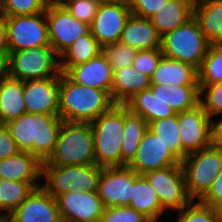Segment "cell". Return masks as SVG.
<instances>
[{"label": "cell", "instance_id": "cell-1", "mask_svg": "<svg viewBox=\"0 0 222 222\" xmlns=\"http://www.w3.org/2000/svg\"><path fill=\"white\" fill-rule=\"evenodd\" d=\"M62 121L59 115L25 113L6 125L20 151L45 162L54 152Z\"/></svg>", "mask_w": 222, "mask_h": 222}, {"label": "cell", "instance_id": "cell-2", "mask_svg": "<svg viewBox=\"0 0 222 222\" xmlns=\"http://www.w3.org/2000/svg\"><path fill=\"white\" fill-rule=\"evenodd\" d=\"M115 105L104 90L82 86L65 73L59 76V117L70 122L91 123Z\"/></svg>", "mask_w": 222, "mask_h": 222}, {"label": "cell", "instance_id": "cell-3", "mask_svg": "<svg viewBox=\"0 0 222 222\" xmlns=\"http://www.w3.org/2000/svg\"><path fill=\"white\" fill-rule=\"evenodd\" d=\"M48 165H92L95 162L93 131L90 123L63 120Z\"/></svg>", "mask_w": 222, "mask_h": 222}, {"label": "cell", "instance_id": "cell-4", "mask_svg": "<svg viewBox=\"0 0 222 222\" xmlns=\"http://www.w3.org/2000/svg\"><path fill=\"white\" fill-rule=\"evenodd\" d=\"M90 124L93 131L96 165L101 168L121 166L124 105L115 104Z\"/></svg>", "mask_w": 222, "mask_h": 222}, {"label": "cell", "instance_id": "cell-5", "mask_svg": "<svg viewBox=\"0 0 222 222\" xmlns=\"http://www.w3.org/2000/svg\"><path fill=\"white\" fill-rule=\"evenodd\" d=\"M210 45L194 17L161 39L164 57L190 64L197 70L207 55Z\"/></svg>", "mask_w": 222, "mask_h": 222}, {"label": "cell", "instance_id": "cell-6", "mask_svg": "<svg viewBox=\"0 0 222 222\" xmlns=\"http://www.w3.org/2000/svg\"><path fill=\"white\" fill-rule=\"evenodd\" d=\"M101 167L92 165L56 166L41 164V177L45 183L40 186L51 196L68 191L98 192Z\"/></svg>", "mask_w": 222, "mask_h": 222}, {"label": "cell", "instance_id": "cell-7", "mask_svg": "<svg viewBox=\"0 0 222 222\" xmlns=\"http://www.w3.org/2000/svg\"><path fill=\"white\" fill-rule=\"evenodd\" d=\"M59 58L51 45L9 52L8 76L22 81L60 76Z\"/></svg>", "mask_w": 222, "mask_h": 222}, {"label": "cell", "instance_id": "cell-8", "mask_svg": "<svg viewBox=\"0 0 222 222\" xmlns=\"http://www.w3.org/2000/svg\"><path fill=\"white\" fill-rule=\"evenodd\" d=\"M181 165L189 197L200 200L222 170V149L210 146L189 153L181 161Z\"/></svg>", "mask_w": 222, "mask_h": 222}, {"label": "cell", "instance_id": "cell-9", "mask_svg": "<svg viewBox=\"0 0 222 222\" xmlns=\"http://www.w3.org/2000/svg\"><path fill=\"white\" fill-rule=\"evenodd\" d=\"M9 52L50 45L45 13L5 17Z\"/></svg>", "mask_w": 222, "mask_h": 222}, {"label": "cell", "instance_id": "cell-10", "mask_svg": "<svg viewBox=\"0 0 222 222\" xmlns=\"http://www.w3.org/2000/svg\"><path fill=\"white\" fill-rule=\"evenodd\" d=\"M44 13L50 45L59 56L77 39L90 32V25L77 20L60 2L49 1Z\"/></svg>", "mask_w": 222, "mask_h": 222}, {"label": "cell", "instance_id": "cell-11", "mask_svg": "<svg viewBox=\"0 0 222 222\" xmlns=\"http://www.w3.org/2000/svg\"><path fill=\"white\" fill-rule=\"evenodd\" d=\"M143 175L157 193L166 211L181 210L192 200L187 193L182 165L168 166Z\"/></svg>", "mask_w": 222, "mask_h": 222}, {"label": "cell", "instance_id": "cell-12", "mask_svg": "<svg viewBox=\"0 0 222 222\" xmlns=\"http://www.w3.org/2000/svg\"><path fill=\"white\" fill-rule=\"evenodd\" d=\"M181 138V161L192 152L212 146L211 119L201 103L177 113Z\"/></svg>", "mask_w": 222, "mask_h": 222}, {"label": "cell", "instance_id": "cell-13", "mask_svg": "<svg viewBox=\"0 0 222 222\" xmlns=\"http://www.w3.org/2000/svg\"><path fill=\"white\" fill-rule=\"evenodd\" d=\"M130 166L101 168L98 194L105 208L129 206L135 178L138 176Z\"/></svg>", "mask_w": 222, "mask_h": 222}, {"label": "cell", "instance_id": "cell-14", "mask_svg": "<svg viewBox=\"0 0 222 222\" xmlns=\"http://www.w3.org/2000/svg\"><path fill=\"white\" fill-rule=\"evenodd\" d=\"M56 201L62 222L99 221L105 209L98 192L68 191Z\"/></svg>", "mask_w": 222, "mask_h": 222}, {"label": "cell", "instance_id": "cell-15", "mask_svg": "<svg viewBox=\"0 0 222 222\" xmlns=\"http://www.w3.org/2000/svg\"><path fill=\"white\" fill-rule=\"evenodd\" d=\"M131 14L129 3H102L92 20L90 32L102 47L117 42Z\"/></svg>", "mask_w": 222, "mask_h": 222}, {"label": "cell", "instance_id": "cell-16", "mask_svg": "<svg viewBox=\"0 0 222 222\" xmlns=\"http://www.w3.org/2000/svg\"><path fill=\"white\" fill-rule=\"evenodd\" d=\"M181 165V161L169 150L161 138L149 129L143 135L133 161L128 165L137 174L168 166Z\"/></svg>", "mask_w": 222, "mask_h": 222}, {"label": "cell", "instance_id": "cell-17", "mask_svg": "<svg viewBox=\"0 0 222 222\" xmlns=\"http://www.w3.org/2000/svg\"><path fill=\"white\" fill-rule=\"evenodd\" d=\"M8 222H62V220L56 198L40 186L8 215Z\"/></svg>", "mask_w": 222, "mask_h": 222}, {"label": "cell", "instance_id": "cell-18", "mask_svg": "<svg viewBox=\"0 0 222 222\" xmlns=\"http://www.w3.org/2000/svg\"><path fill=\"white\" fill-rule=\"evenodd\" d=\"M26 113L59 115V76L24 81Z\"/></svg>", "mask_w": 222, "mask_h": 222}, {"label": "cell", "instance_id": "cell-19", "mask_svg": "<svg viewBox=\"0 0 222 222\" xmlns=\"http://www.w3.org/2000/svg\"><path fill=\"white\" fill-rule=\"evenodd\" d=\"M65 74L79 85L104 90L111 95L113 71L103 52L87 62L72 66Z\"/></svg>", "mask_w": 222, "mask_h": 222}, {"label": "cell", "instance_id": "cell-20", "mask_svg": "<svg viewBox=\"0 0 222 222\" xmlns=\"http://www.w3.org/2000/svg\"><path fill=\"white\" fill-rule=\"evenodd\" d=\"M41 164L34 154L20 151L0 159V180L37 182L41 177Z\"/></svg>", "mask_w": 222, "mask_h": 222}, {"label": "cell", "instance_id": "cell-21", "mask_svg": "<svg viewBox=\"0 0 222 222\" xmlns=\"http://www.w3.org/2000/svg\"><path fill=\"white\" fill-rule=\"evenodd\" d=\"M162 37L150 19L130 15L121 33L120 42L136 50L161 48Z\"/></svg>", "mask_w": 222, "mask_h": 222}, {"label": "cell", "instance_id": "cell-22", "mask_svg": "<svg viewBox=\"0 0 222 222\" xmlns=\"http://www.w3.org/2000/svg\"><path fill=\"white\" fill-rule=\"evenodd\" d=\"M193 17L212 44H222V0H195Z\"/></svg>", "mask_w": 222, "mask_h": 222}, {"label": "cell", "instance_id": "cell-23", "mask_svg": "<svg viewBox=\"0 0 222 222\" xmlns=\"http://www.w3.org/2000/svg\"><path fill=\"white\" fill-rule=\"evenodd\" d=\"M151 78L136 71L132 65L113 72L111 96L115 104L124 105L135 94L148 89Z\"/></svg>", "mask_w": 222, "mask_h": 222}, {"label": "cell", "instance_id": "cell-24", "mask_svg": "<svg viewBox=\"0 0 222 222\" xmlns=\"http://www.w3.org/2000/svg\"><path fill=\"white\" fill-rule=\"evenodd\" d=\"M26 113L24 81L7 76L0 80V123L17 119Z\"/></svg>", "mask_w": 222, "mask_h": 222}, {"label": "cell", "instance_id": "cell-25", "mask_svg": "<svg viewBox=\"0 0 222 222\" xmlns=\"http://www.w3.org/2000/svg\"><path fill=\"white\" fill-rule=\"evenodd\" d=\"M195 0H169L158 12L150 18L158 34H165L175 30L193 17Z\"/></svg>", "mask_w": 222, "mask_h": 222}, {"label": "cell", "instance_id": "cell-26", "mask_svg": "<svg viewBox=\"0 0 222 222\" xmlns=\"http://www.w3.org/2000/svg\"><path fill=\"white\" fill-rule=\"evenodd\" d=\"M151 84L199 85L198 71L190 64L163 56L151 77Z\"/></svg>", "mask_w": 222, "mask_h": 222}, {"label": "cell", "instance_id": "cell-27", "mask_svg": "<svg viewBox=\"0 0 222 222\" xmlns=\"http://www.w3.org/2000/svg\"><path fill=\"white\" fill-rule=\"evenodd\" d=\"M129 206L143 213L152 222L159 221V217L165 211L149 181L140 174L134 180Z\"/></svg>", "mask_w": 222, "mask_h": 222}, {"label": "cell", "instance_id": "cell-28", "mask_svg": "<svg viewBox=\"0 0 222 222\" xmlns=\"http://www.w3.org/2000/svg\"><path fill=\"white\" fill-rule=\"evenodd\" d=\"M124 105L131 112L140 115L147 123L177 114L162 99L154 96L150 88L135 94Z\"/></svg>", "mask_w": 222, "mask_h": 222}, {"label": "cell", "instance_id": "cell-29", "mask_svg": "<svg viewBox=\"0 0 222 222\" xmlns=\"http://www.w3.org/2000/svg\"><path fill=\"white\" fill-rule=\"evenodd\" d=\"M148 123L124 105V130L121 145V166H128L134 159Z\"/></svg>", "mask_w": 222, "mask_h": 222}, {"label": "cell", "instance_id": "cell-30", "mask_svg": "<svg viewBox=\"0 0 222 222\" xmlns=\"http://www.w3.org/2000/svg\"><path fill=\"white\" fill-rule=\"evenodd\" d=\"M103 52V47L91 32L77 39L60 55V71L66 73L72 66L87 62Z\"/></svg>", "mask_w": 222, "mask_h": 222}, {"label": "cell", "instance_id": "cell-31", "mask_svg": "<svg viewBox=\"0 0 222 222\" xmlns=\"http://www.w3.org/2000/svg\"><path fill=\"white\" fill-rule=\"evenodd\" d=\"M37 187L36 182L0 180V212L10 215Z\"/></svg>", "mask_w": 222, "mask_h": 222}, {"label": "cell", "instance_id": "cell-32", "mask_svg": "<svg viewBox=\"0 0 222 222\" xmlns=\"http://www.w3.org/2000/svg\"><path fill=\"white\" fill-rule=\"evenodd\" d=\"M148 129L158 135L169 150L181 161V138L177 114L148 123Z\"/></svg>", "mask_w": 222, "mask_h": 222}, {"label": "cell", "instance_id": "cell-33", "mask_svg": "<svg viewBox=\"0 0 222 222\" xmlns=\"http://www.w3.org/2000/svg\"><path fill=\"white\" fill-rule=\"evenodd\" d=\"M198 71L199 84L222 82V44L210 45Z\"/></svg>", "mask_w": 222, "mask_h": 222}, {"label": "cell", "instance_id": "cell-34", "mask_svg": "<svg viewBox=\"0 0 222 222\" xmlns=\"http://www.w3.org/2000/svg\"><path fill=\"white\" fill-rule=\"evenodd\" d=\"M199 103V85H171L170 107L176 113L194 108Z\"/></svg>", "mask_w": 222, "mask_h": 222}, {"label": "cell", "instance_id": "cell-35", "mask_svg": "<svg viewBox=\"0 0 222 222\" xmlns=\"http://www.w3.org/2000/svg\"><path fill=\"white\" fill-rule=\"evenodd\" d=\"M191 200L181 210H178L179 215L177 222H219L216 209L210 205L198 200L194 203Z\"/></svg>", "mask_w": 222, "mask_h": 222}, {"label": "cell", "instance_id": "cell-36", "mask_svg": "<svg viewBox=\"0 0 222 222\" xmlns=\"http://www.w3.org/2000/svg\"><path fill=\"white\" fill-rule=\"evenodd\" d=\"M136 49L117 41L103 47V53L106 55L112 71L131 66L136 58Z\"/></svg>", "mask_w": 222, "mask_h": 222}, {"label": "cell", "instance_id": "cell-37", "mask_svg": "<svg viewBox=\"0 0 222 222\" xmlns=\"http://www.w3.org/2000/svg\"><path fill=\"white\" fill-rule=\"evenodd\" d=\"M50 0H1L3 17L44 13Z\"/></svg>", "mask_w": 222, "mask_h": 222}, {"label": "cell", "instance_id": "cell-38", "mask_svg": "<svg viewBox=\"0 0 222 222\" xmlns=\"http://www.w3.org/2000/svg\"><path fill=\"white\" fill-rule=\"evenodd\" d=\"M199 88L200 103L209 118L212 119V117L222 114V82L199 84Z\"/></svg>", "mask_w": 222, "mask_h": 222}, {"label": "cell", "instance_id": "cell-39", "mask_svg": "<svg viewBox=\"0 0 222 222\" xmlns=\"http://www.w3.org/2000/svg\"><path fill=\"white\" fill-rule=\"evenodd\" d=\"M64 8L77 20L91 25L100 3L97 0H60Z\"/></svg>", "mask_w": 222, "mask_h": 222}, {"label": "cell", "instance_id": "cell-40", "mask_svg": "<svg viewBox=\"0 0 222 222\" xmlns=\"http://www.w3.org/2000/svg\"><path fill=\"white\" fill-rule=\"evenodd\" d=\"M99 222H152L143 213L130 206L105 208Z\"/></svg>", "mask_w": 222, "mask_h": 222}, {"label": "cell", "instance_id": "cell-41", "mask_svg": "<svg viewBox=\"0 0 222 222\" xmlns=\"http://www.w3.org/2000/svg\"><path fill=\"white\" fill-rule=\"evenodd\" d=\"M163 56L161 48L138 50L132 67L151 78Z\"/></svg>", "mask_w": 222, "mask_h": 222}, {"label": "cell", "instance_id": "cell-42", "mask_svg": "<svg viewBox=\"0 0 222 222\" xmlns=\"http://www.w3.org/2000/svg\"><path fill=\"white\" fill-rule=\"evenodd\" d=\"M169 0H130L132 15L141 18H152Z\"/></svg>", "mask_w": 222, "mask_h": 222}, {"label": "cell", "instance_id": "cell-43", "mask_svg": "<svg viewBox=\"0 0 222 222\" xmlns=\"http://www.w3.org/2000/svg\"><path fill=\"white\" fill-rule=\"evenodd\" d=\"M20 152L6 124L0 123V159H5Z\"/></svg>", "mask_w": 222, "mask_h": 222}, {"label": "cell", "instance_id": "cell-44", "mask_svg": "<svg viewBox=\"0 0 222 222\" xmlns=\"http://www.w3.org/2000/svg\"><path fill=\"white\" fill-rule=\"evenodd\" d=\"M200 201L214 208L222 201V170L213 181L210 190Z\"/></svg>", "mask_w": 222, "mask_h": 222}, {"label": "cell", "instance_id": "cell-45", "mask_svg": "<svg viewBox=\"0 0 222 222\" xmlns=\"http://www.w3.org/2000/svg\"><path fill=\"white\" fill-rule=\"evenodd\" d=\"M154 96L162 99L166 105L170 106V89L171 85L167 84H151L149 87Z\"/></svg>", "mask_w": 222, "mask_h": 222}, {"label": "cell", "instance_id": "cell-46", "mask_svg": "<svg viewBox=\"0 0 222 222\" xmlns=\"http://www.w3.org/2000/svg\"><path fill=\"white\" fill-rule=\"evenodd\" d=\"M211 131H212V146L218 149H222V120L216 122L211 119Z\"/></svg>", "mask_w": 222, "mask_h": 222}, {"label": "cell", "instance_id": "cell-47", "mask_svg": "<svg viewBox=\"0 0 222 222\" xmlns=\"http://www.w3.org/2000/svg\"><path fill=\"white\" fill-rule=\"evenodd\" d=\"M0 51H9L5 17L0 18Z\"/></svg>", "mask_w": 222, "mask_h": 222}, {"label": "cell", "instance_id": "cell-48", "mask_svg": "<svg viewBox=\"0 0 222 222\" xmlns=\"http://www.w3.org/2000/svg\"><path fill=\"white\" fill-rule=\"evenodd\" d=\"M9 51H0V80L8 76Z\"/></svg>", "mask_w": 222, "mask_h": 222}, {"label": "cell", "instance_id": "cell-49", "mask_svg": "<svg viewBox=\"0 0 222 222\" xmlns=\"http://www.w3.org/2000/svg\"><path fill=\"white\" fill-rule=\"evenodd\" d=\"M100 4L102 3H129L130 0H97Z\"/></svg>", "mask_w": 222, "mask_h": 222}, {"label": "cell", "instance_id": "cell-50", "mask_svg": "<svg viewBox=\"0 0 222 222\" xmlns=\"http://www.w3.org/2000/svg\"><path fill=\"white\" fill-rule=\"evenodd\" d=\"M219 222H222V201L215 207Z\"/></svg>", "mask_w": 222, "mask_h": 222}, {"label": "cell", "instance_id": "cell-51", "mask_svg": "<svg viewBox=\"0 0 222 222\" xmlns=\"http://www.w3.org/2000/svg\"><path fill=\"white\" fill-rule=\"evenodd\" d=\"M0 222H8V217H0Z\"/></svg>", "mask_w": 222, "mask_h": 222}, {"label": "cell", "instance_id": "cell-52", "mask_svg": "<svg viewBox=\"0 0 222 222\" xmlns=\"http://www.w3.org/2000/svg\"><path fill=\"white\" fill-rule=\"evenodd\" d=\"M3 17V14H2V2L0 0V18Z\"/></svg>", "mask_w": 222, "mask_h": 222}, {"label": "cell", "instance_id": "cell-53", "mask_svg": "<svg viewBox=\"0 0 222 222\" xmlns=\"http://www.w3.org/2000/svg\"><path fill=\"white\" fill-rule=\"evenodd\" d=\"M0 217H8V216H5V215H3V214L0 212Z\"/></svg>", "mask_w": 222, "mask_h": 222}]
</instances>
